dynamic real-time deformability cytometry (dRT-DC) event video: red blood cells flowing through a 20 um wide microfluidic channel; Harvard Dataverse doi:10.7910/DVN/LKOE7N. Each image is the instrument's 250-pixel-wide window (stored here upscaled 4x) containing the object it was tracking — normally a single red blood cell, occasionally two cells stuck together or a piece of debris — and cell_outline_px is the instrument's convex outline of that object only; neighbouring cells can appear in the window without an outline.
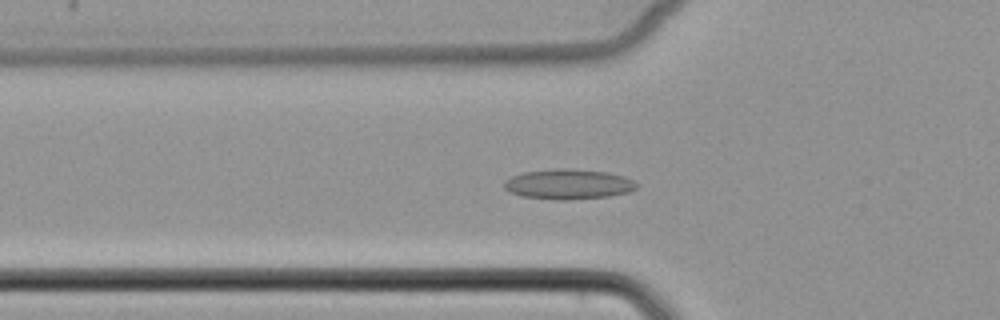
{"species": "common noctule bat (a hibernating species)", "species_latin": "Nyctalus noctula", "temperature_condition": "cold", "stored_images_in_passage": 47, "camera_frame_rate_fps": 3000, "um_per_image_px": 0.085, "animal": {"sex": "female", "body_mass_g": 22.7, "forearm_length_mm": 54.2}, "frame": {"image": 1, "passage_image": 13, "time_ms": 4.0, "image_size_px": [1000, 320], "cell_outline_px": [[636, 188], [628, 192], [608, 196], [568, 200], [560, 200], [524, 196], [508, 192], [504, 188], [504, 180], [512, 176], [524, 172], [556, 168], [568, 168], [608, 172], [624, 176], [632, 180], [636, 184]], "centroid_in_image_um": [48.28, 15.65], "position_along_channel_um": 77.5, "area_um2": 23.18}}
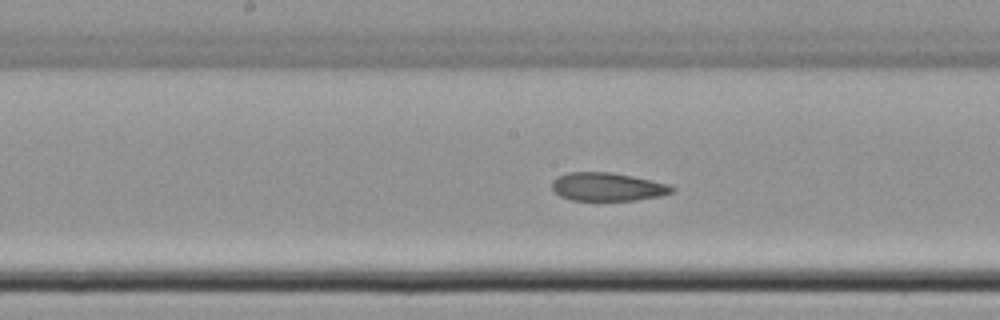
{"frame": {"image": 2, "passage_image": 22, "time_ms": 7.0, "image_size_px": [1000, 320], "cell_outline_px": [[676, 188], [672, 192], [660, 196], [632, 200], [572, 200], [560, 196], [552, 188], [552, 180], [556, 176], [568, 172], [612, 172], [652, 180], [668, 184]], "centroid_in_image_um": [51.62, 15.87], "position_along_channel_um": 196.6, "area_um2": 19.77}}
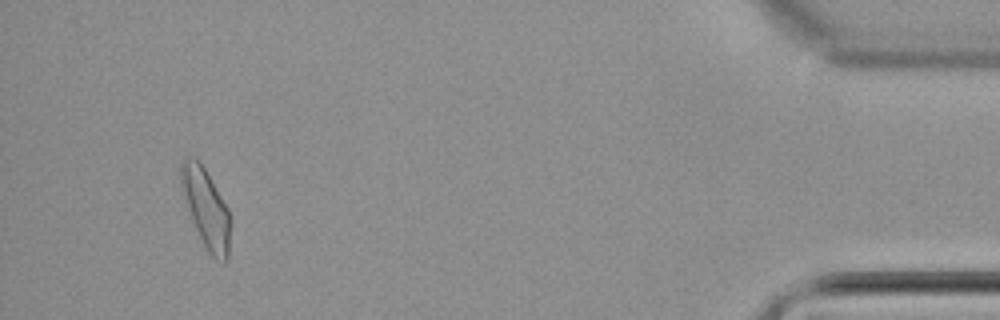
{"frame": {"image": 3, "passage_image": 44, "time_ms": 14.333, "image_size_px": [1000, 320], "cell_outline_px": [[228, 260], [224, 264], [216, 260], [208, 252], [192, 220], [180, 184], [180, 164], [188, 156], [196, 156], [200, 160], [228, 208]], "centroid_in_image_um": [17.48, 17.65], "position_along_channel_um": 417.7, "area_um2": 22.25}}